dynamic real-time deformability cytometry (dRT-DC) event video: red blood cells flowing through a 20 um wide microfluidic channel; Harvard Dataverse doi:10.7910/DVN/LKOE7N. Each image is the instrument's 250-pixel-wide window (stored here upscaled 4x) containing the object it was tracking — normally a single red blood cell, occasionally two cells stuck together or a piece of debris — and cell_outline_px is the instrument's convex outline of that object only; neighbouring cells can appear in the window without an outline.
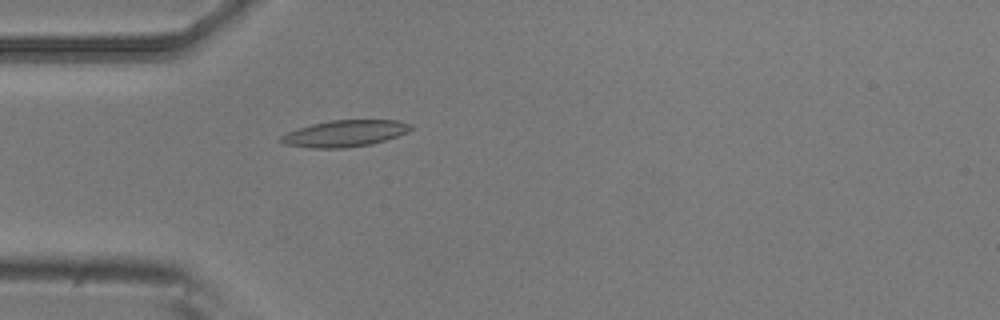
{"species": "common noctule bat (a hibernating species)", "species_latin": "Nyctalus noctula", "temperature_condition": "room temperature", "stored_images_in_passage": 2, "camera_frame_rate_fps": 3000, "um_per_image_px": 0.085, "animal": {"sex": "male", "body_mass_g": 20.5, "forearm_length_mm": 52.5}, "frame": {"image": 1, "passage_image": 2, "time_ms": 0.333, "image_size_px": [1000, 320], "cell_outline_px": [[412, 128], [408, 132], [372, 144], [344, 148], [312, 148], [284, 144], [280, 140], [280, 136], [296, 128], [328, 120], [400, 120], [412, 124]], "centroid_in_image_um": [29.31, 11.33], "position_along_channel_um": 55.7, "area_um2": 20.11}}